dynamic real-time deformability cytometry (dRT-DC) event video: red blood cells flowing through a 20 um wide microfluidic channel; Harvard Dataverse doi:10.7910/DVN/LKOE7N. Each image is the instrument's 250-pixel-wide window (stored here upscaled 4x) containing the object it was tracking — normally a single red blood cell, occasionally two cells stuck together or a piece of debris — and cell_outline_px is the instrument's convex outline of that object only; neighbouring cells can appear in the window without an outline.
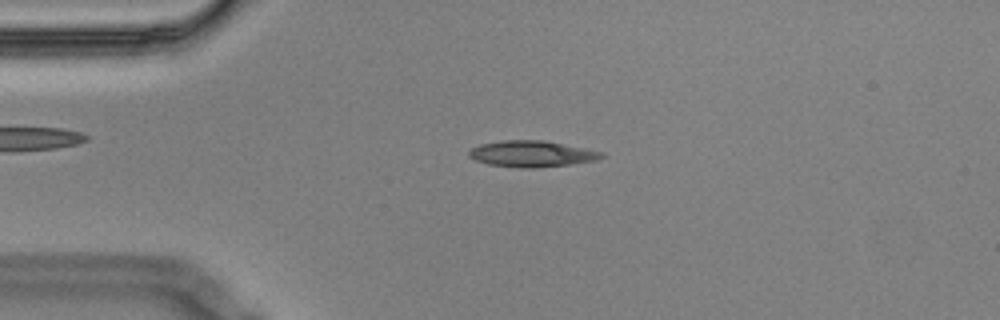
{"species": "Egyptian fruit bat (a non-hibernating species)", "species_latin": "Rousettus aegyptiacus", "temperature_condition": "cold", "stored_images_in_passage": 3, "camera_frame_rate_fps": 3000, "um_per_image_px": 0.085, "animal": {"sex": "male"}, "frame": {"image": 1, "passage_image": 2, "time_ms": 0.333, "image_size_px": [1000, 320], "cell_outline_px": [[604, 156], [596, 160], [568, 164], [536, 168], [520, 168], [488, 164], [476, 160], [468, 156], [468, 152], [472, 148], [480, 144], [500, 140], [544, 140], [604, 152]], "centroid_in_image_um": [45.17, 13.07], "position_along_channel_um": 39.8, "area_um2": 20.17}}